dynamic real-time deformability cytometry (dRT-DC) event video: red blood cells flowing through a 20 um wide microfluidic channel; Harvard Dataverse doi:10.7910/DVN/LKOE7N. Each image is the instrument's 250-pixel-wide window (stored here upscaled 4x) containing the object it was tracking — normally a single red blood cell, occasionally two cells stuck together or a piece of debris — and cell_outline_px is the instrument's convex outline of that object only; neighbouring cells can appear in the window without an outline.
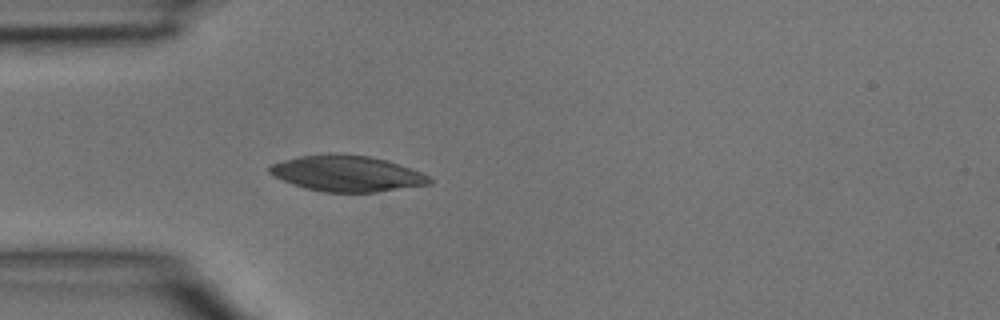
{"species": "common noctule bat (a hibernating species)", "species_latin": "Nyctalus noctula", "temperature_condition": "room temperature", "stored_images_in_passage": 2, "camera_frame_rate_fps": 3000, "um_per_image_px": 0.085, "animal": {"sex": "male", "body_mass_g": 15.6}, "frame": {"image": 1, "passage_image": 2, "time_ms": 0.333, "image_size_px": [1000, 320], "cell_outline_px": [[432, 184], [376, 192], [324, 192], [304, 188], [292, 184], [268, 172], [268, 168], [272, 164], [300, 156], [328, 152], [368, 156], [384, 160], [420, 172], [428, 176], [432, 180]], "centroid_in_image_um": [29.47, 14.75], "position_along_channel_um": 55.5, "area_um2": 33.18}}